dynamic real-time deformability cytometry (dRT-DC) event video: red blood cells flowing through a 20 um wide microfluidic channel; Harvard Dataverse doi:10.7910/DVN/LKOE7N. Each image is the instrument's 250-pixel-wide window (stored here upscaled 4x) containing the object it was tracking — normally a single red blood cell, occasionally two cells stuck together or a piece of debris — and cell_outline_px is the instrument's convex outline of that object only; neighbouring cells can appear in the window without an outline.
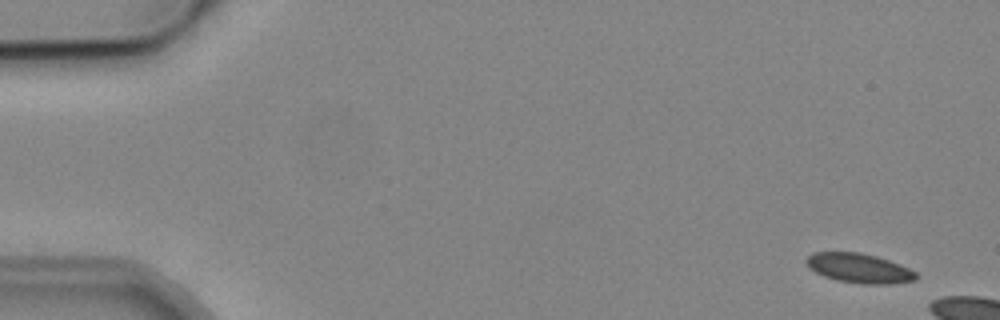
{"species": "common noctule bat (a hibernating species)", "species_latin": "Nyctalus noctula", "temperature_condition": "cold", "stored_images_in_passage": 5, "camera_frame_rate_fps": 3000, "um_per_image_px": 0.085, "animal": {"sex": "male", "body_mass_g": 19.2, "forearm_length_mm": 51.8}, "frame": {"image": 1, "passage_image": 1, "time_ms": 0.0, "image_size_px": [1000, 320], "cell_outline_px": [[920, 276], [916, 280], [892, 284], [864, 284], [836, 280], [824, 276], [808, 268], [804, 260], [812, 252], [860, 252], [876, 256], [900, 264], [916, 272]], "centroid_in_image_um": [73.03, 22.8], "position_along_channel_um": 12.0, "area_um2": 19.07}}
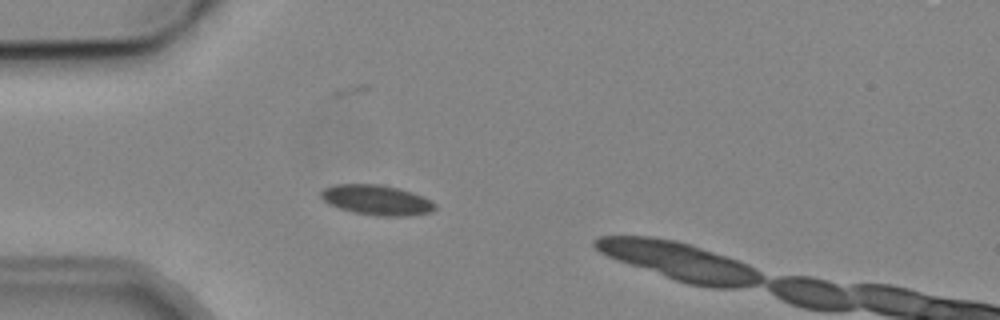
{"frame": {"image": 2, "passage_image": 4, "time_ms": 4.333, "image_size_px": [1000, 320], "cell_outline_px": [[436, 208], [432, 212], [404, 216], [376, 216], [356, 212], [340, 208], [328, 204], [320, 196], [320, 192], [324, 188], [336, 184], [380, 184], [412, 192], [432, 200], [436, 204]], "centroid_in_image_um": [32.03, 17.0], "position_along_channel_um": 53.0, "area_um2": 19.94}}